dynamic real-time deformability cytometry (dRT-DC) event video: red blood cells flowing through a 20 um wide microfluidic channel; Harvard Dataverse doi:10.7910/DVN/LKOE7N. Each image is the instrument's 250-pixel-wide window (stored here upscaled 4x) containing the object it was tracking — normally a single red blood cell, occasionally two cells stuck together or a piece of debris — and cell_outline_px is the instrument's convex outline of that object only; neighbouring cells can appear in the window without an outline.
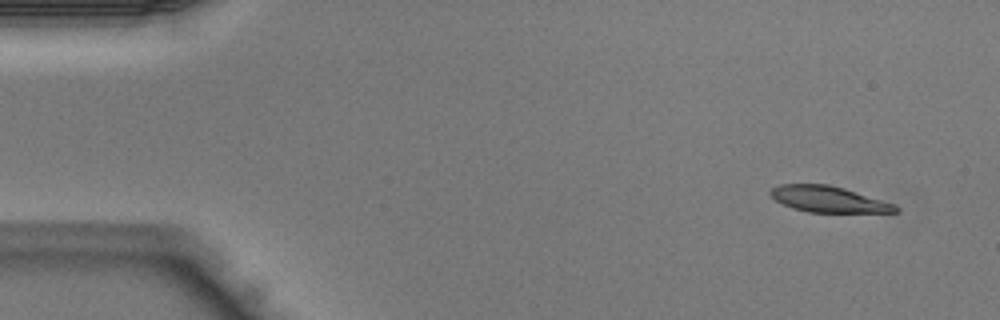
{"species": "Egyptian fruit bat (a non-hibernating species)", "species_latin": "Rousettus aegyptiacus", "temperature_condition": "warm", "stored_images_in_passage": 40, "camera_frame_rate_fps": 3000, "um_per_image_px": 0.085, "animal": {"sex": "male"}, "frame": {"image": 1, "passage_image": 1, "time_ms": 0.0, "image_size_px": [1000, 320], "cell_outline_px": [[900, 212], [808, 212], [792, 208], [776, 200], [768, 192], [772, 188], [780, 184], [828, 184], [844, 188], [896, 204], [900, 208]], "centroid_in_image_um": [70.45, 16.93], "position_along_channel_um": 14.6, "area_um2": 18.96}}
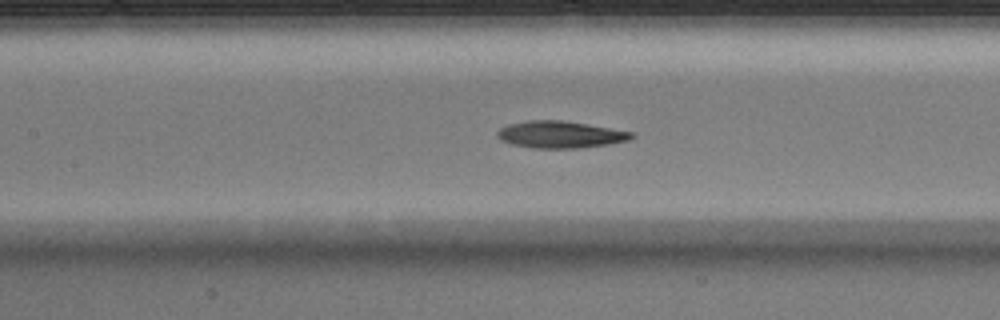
{"frame": {"image": 2, "passage_image": 17, "time_ms": 5.333, "image_size_px": [1000, 320], "cell_outline_px": [[636, 136], [628, 140], [608, 144], [576, 148], [532, 148], [512, 144], [500, 140], [496, 136], [496, 132], [500, 128], [508, 124], [528, 120], [560, 120], [588, 124], [632, 132]], "centroid_in_image_um": [47.58, 11.43], "position_along_channel_um": 159.8, "area_um2": 21.04}}
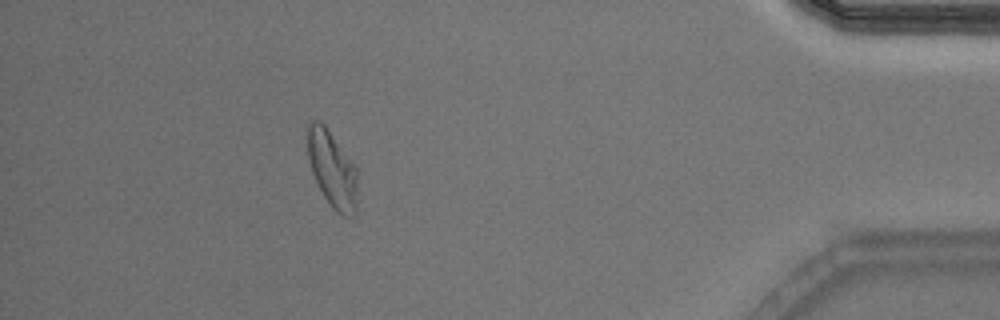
{"frame": {"image": 3, "passage_image": 36, "time_ms": 11.667, "image_size_px": [1000, 320], "cell_outline_px": [[356, 212], [352, 216], [344, 216], [336, 212], [332, 208], [324, 196], [312, 172], [308, 156], [304, 128], [308, 120], [320, 120], [324, 124], [356, 164]], "centroid_in_image_um": [28.2, 14.29], "position_along_channel_um": 407.0, "area_um2": 22.77}}